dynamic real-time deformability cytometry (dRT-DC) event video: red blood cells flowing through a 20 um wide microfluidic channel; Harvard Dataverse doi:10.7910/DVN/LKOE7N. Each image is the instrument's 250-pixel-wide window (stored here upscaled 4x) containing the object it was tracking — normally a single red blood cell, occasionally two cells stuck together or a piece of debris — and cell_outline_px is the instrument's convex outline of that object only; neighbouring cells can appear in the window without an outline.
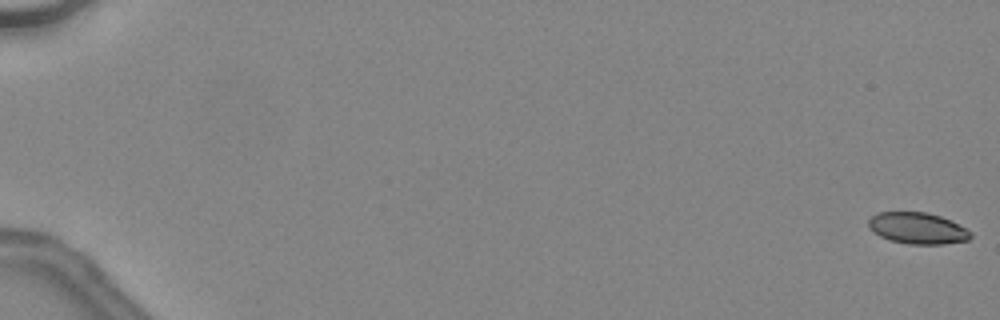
{"species": "common noctule bat (a hibernating species)", "species_latin": "Nyctalus noctula", "temperature_condition": "warm", "stored_images_in_passage": 17, "camera_frame_rate_fps": 3000, "um_per_image_px": 0.085, "animal": {"sex": "female", "body_mass_g": 24.6, "forearm_length_mm": 56.2}, "frame": {"image": 1, "passage_image": 1, "time_ms": 0.0, "image_size_px": [1000, 320], "cell_outline_px": [[972, 236], [968, 240], [944, 244], [908, 244], [892, 240], [880, 236], [868, 228], [868, 220], [876, 212], [928, 212], [940, 216], [972, 232]], "centroid_in_image_um": [77.96, 19.4], "position_along_channel_um": 7.0, "area_um2": 18.55}}